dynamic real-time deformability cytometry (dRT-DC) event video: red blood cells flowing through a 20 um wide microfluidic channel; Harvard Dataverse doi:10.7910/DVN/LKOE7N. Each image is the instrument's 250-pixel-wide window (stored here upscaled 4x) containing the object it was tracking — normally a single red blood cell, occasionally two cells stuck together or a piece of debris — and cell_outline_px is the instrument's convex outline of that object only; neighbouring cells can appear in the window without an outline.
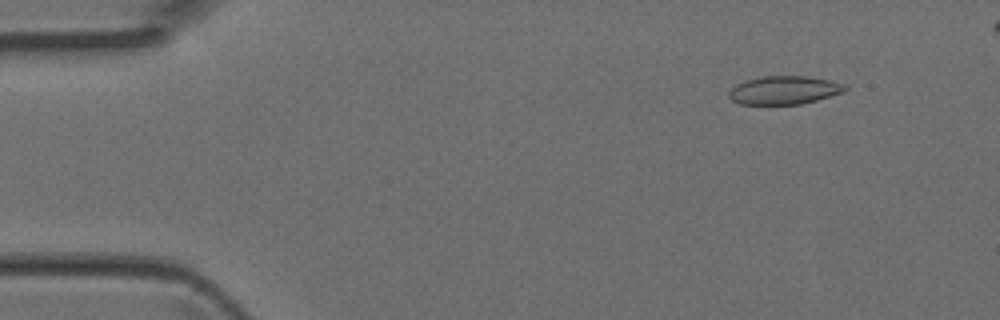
{"species": "Egyptian fruit bat (a non-hibernating species)", "species_latin": "Rousettus aegyptiacus", "temperature_condition": "room temperature", "stored_images_in_passage": 40, "camera_frame_rate_fps": 3000, "um_per_image_px": 0.085, "animal": {"sex": "female"}, "frame": {"image": 1, "passage_image": 1, "time_ms": 0.0, "image_size_px": [1000, 320], "cell_outline_px": [[848, 88], [844, 92], [816, 100], [800, 104], [740, 104], [732, 100], [728, 96], [728, 92], [736, 84], [744, 80], [760, 76], [808, 76], [832, 80], [848, 84]], "centroid_in_image_um": [66.68, 7.65], "position_along_channel_um": 18.3, "area_um2": 19.42}}
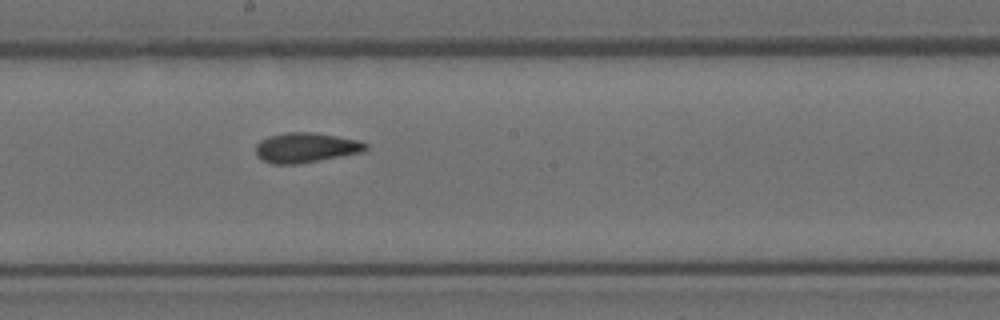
{"frame": {"image": 2, "passage_image": 20, "time_ms": 6.333, "image_size_px": [1000, 320], "cell_outline_px": [[368, 148], [360, 152], [296, 164], [272, 164], [256, 156], [256, 144], [260, 140], [268, 136], [284, 132], [312, 132], [356, 140], [368, 144]], "centroid_in_image_um": [25.92, 12.54], "position_along_channel_um": 222.3, "area_um2": 18.84}}
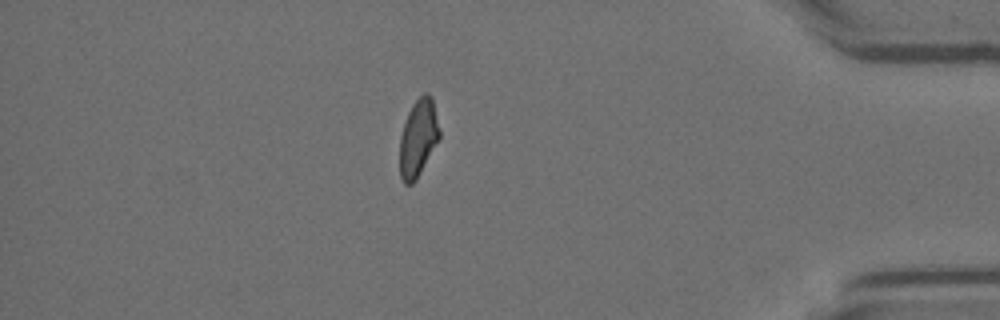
{"frame": {"image": 3, "passage_image": 34, "time_ms": 11.0, "image_size_px": [1000, 320], "cell_outline_px": [[440, 136], [416, 180], [412, 184], [404, 184], [400, 176], [400, 136], [408, 112], [412, 104], [424, 92], [428, 92], [432, 96], [440, 132]], "centroid_in_image_um": [35.54, 11.71], "position_along_channel_um": 399.7, "area_um2": 17.74}}